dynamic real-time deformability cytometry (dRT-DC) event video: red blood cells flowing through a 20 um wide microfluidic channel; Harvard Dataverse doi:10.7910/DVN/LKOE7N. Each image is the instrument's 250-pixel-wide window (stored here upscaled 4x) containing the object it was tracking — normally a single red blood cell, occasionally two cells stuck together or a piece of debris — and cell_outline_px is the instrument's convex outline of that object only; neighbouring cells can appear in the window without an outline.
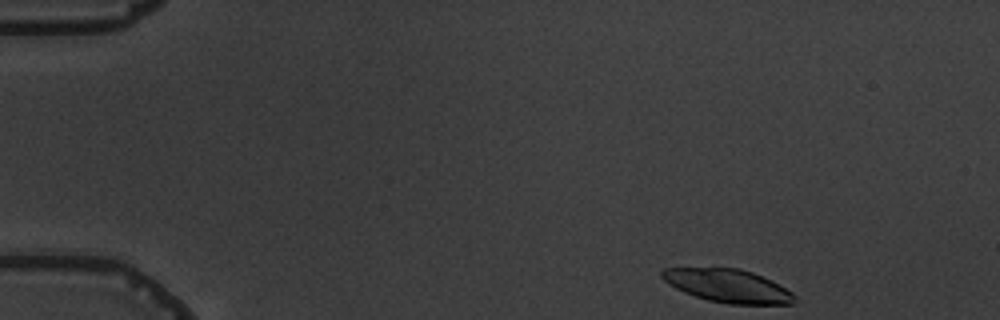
{"species": "common noctule bat (a hibernating species)", "species_latin": "Nyctalus noctula", "temperature_condition": "warm", "stored_images_in_passage": 5, "camera_frame_rate_fps": 3000, "um_per_image_px": 0.085, "animal": {"sex": "male", "body_mass_g": 19.5, "forearm_length_mm": 54.6}, "frame": {"image": 1, "passage_image": 1, "time_ms": 0.0, "image_size_px": [1000, 320], "cell_outline_px": [[796, 300], [792, 304], [728, 304], [708, 300], [684, 292], [668, 284], [660, 276], [660, 272], [664, 268], [740, 268], [752, 272], [792, 292], [796, 296]], "centroid_in_image_um": [61.84, 24.3], "position_along_channel_um": 23.2, "area_um2": 25.37}}